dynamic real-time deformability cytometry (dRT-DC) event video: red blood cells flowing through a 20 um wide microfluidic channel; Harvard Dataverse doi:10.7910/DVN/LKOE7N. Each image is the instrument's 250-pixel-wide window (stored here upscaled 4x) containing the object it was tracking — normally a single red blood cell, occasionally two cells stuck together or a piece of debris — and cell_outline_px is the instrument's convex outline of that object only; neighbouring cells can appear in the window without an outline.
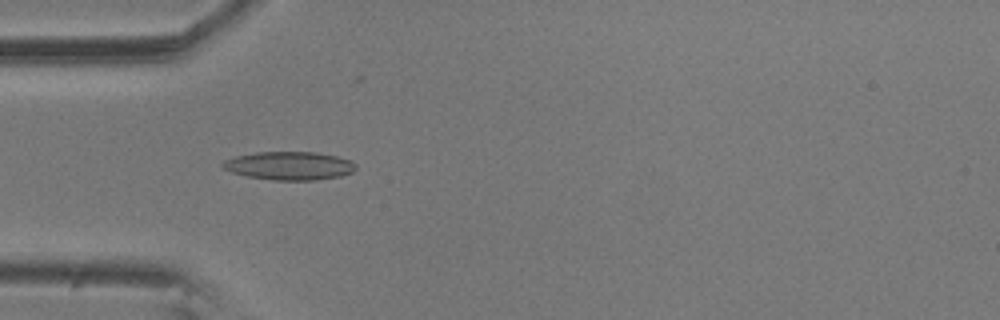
{"species": "common noctule bat (a hibernating species)", "species_latin": "Nyctalus noctula", "temperature_condition": "room temperature", "stored_images_in_passage": 5, "camera_frame_rate_fps": 3000, "um_per_image_px": 0.085, "animal": {"sex": "male", "body_mass_g": 20.5, "forearm_length_mm": 52.5}, "frame": {"image": 1, "passage_image": 1, "time_ms": 0.0, "image_size_px": [1000, 320], "cell_outline_px": [[356, 168], [352, 172], [340, 176], [316, 180], [272, 180], [244, 176], [232, 172], [224, 168], [220, 164], [224, 160], [236, 156], [256, 152], [316, 152], [336, 156], [352, 160], [356, 164]], "centroid_in_image_um": [24.59, 14.09], "position_along_channel_um": 60.4, "area_um2": 22.08}}
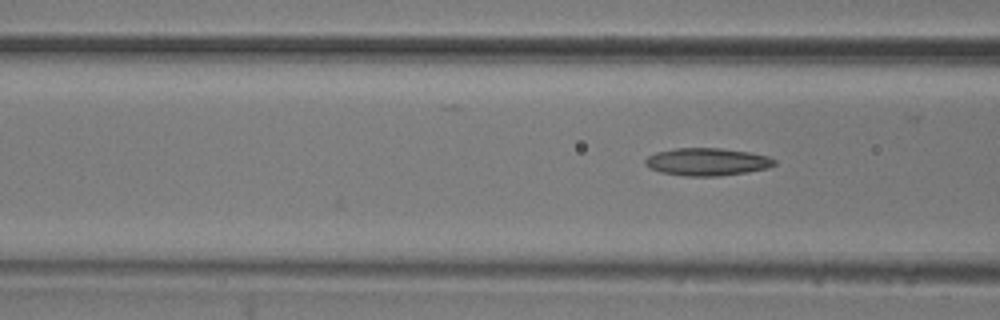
{"frame": {"image": 2, "passage_image": 5, "time_ms": 1.333, "image_size_px": [1000, 320], "cell_outline_px": [[776, 164], [768, 168], [720, 176], [684, 176], [660, 172], [648, 168], [644, 164], [644, 160], [648, 156], [656, 152], [676, 148], [720, 148], [748, 152], [768, 156], [776, 160]], "centroid_in_image_um": [60.07, 13.75], "position_along_channel_um": 106.5, "area_um2": 20.81}}